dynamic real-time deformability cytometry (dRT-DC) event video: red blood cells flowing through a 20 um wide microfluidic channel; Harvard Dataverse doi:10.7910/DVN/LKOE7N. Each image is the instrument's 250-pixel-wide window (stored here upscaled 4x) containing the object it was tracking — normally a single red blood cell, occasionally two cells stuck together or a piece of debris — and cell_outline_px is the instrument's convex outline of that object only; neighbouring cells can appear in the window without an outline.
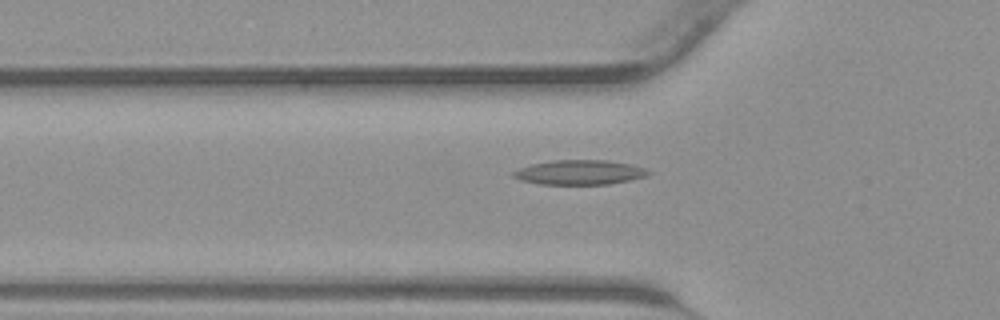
{"species": "common noctule bat (a hibernating species)", "species_latin": "Nyctalus noctula", "temperature_condition": "warm", "stored_images_in_passage": 25, "camera_frame_rate_fps": 3000, "um_per_image_px": 0.085, "animal": {"sex": "male", "body_mass_g": 23.1, "forearm_length_mm": 52.7}, "frame": {"image": 1, "passage_image": 2, "time_ms": 0.333, "image_size_px": [1000, 320], "cell_outline_px": [[652, 172], [648, 176], [608, 184], [540, 184], [520, 180], [512, 176], [512, 172], [520, 168], [532, 164], [552, 160], [608, 160], [632, 164], [644, 168]], "centroid_in_image_um": [49.28, 14.64], "position_along_channel_um": 76.5, "area_um2": 19.36}}
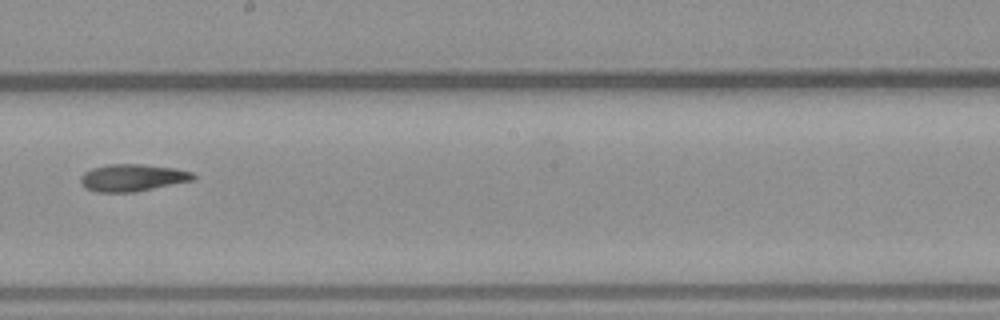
{"frame": {"image": 2, "passage_image": 12, "time_ms": 3.667, "image_size_px": [1000, 320], "cell_outline_px": [[196, 176], [192, 180], [136, 192], [96, 192], [88, 188], [80, 180], [80, 176], [84, 172], [92, 168], [108, 164], [144, 164], [176, 168], [192, 172]], "centroid_in_image_um": [11.27, 15.09], "position_along_channel_um": 236.9, "area_um2": 17.74}}
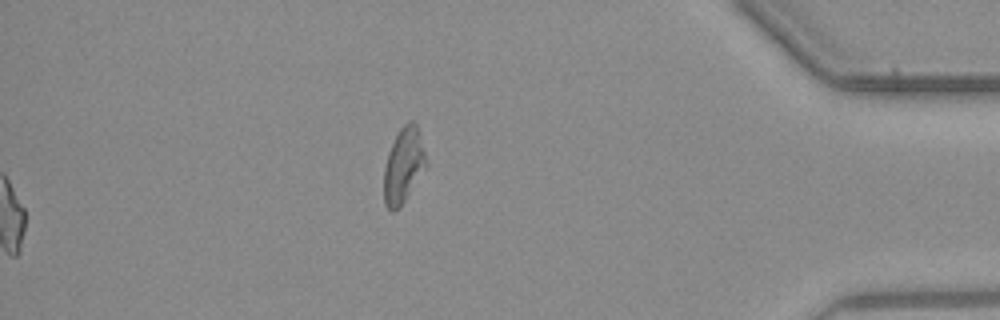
{"frame": {"image": 3, "passage_image": 25, "time_ms": 8.0, "image_size_px": [1000, 320], "cell_outline_px": [[428, 164], [400, 208], [392, 212], [384, 204], [384, 168], [388, 152], [400, 128], [408, 120], [412, 120], [416, 124]], "centroid_in_image_um": [34.29, 14.09], "position_along_channel_um": 400.9, "area_um2": 18.38}}